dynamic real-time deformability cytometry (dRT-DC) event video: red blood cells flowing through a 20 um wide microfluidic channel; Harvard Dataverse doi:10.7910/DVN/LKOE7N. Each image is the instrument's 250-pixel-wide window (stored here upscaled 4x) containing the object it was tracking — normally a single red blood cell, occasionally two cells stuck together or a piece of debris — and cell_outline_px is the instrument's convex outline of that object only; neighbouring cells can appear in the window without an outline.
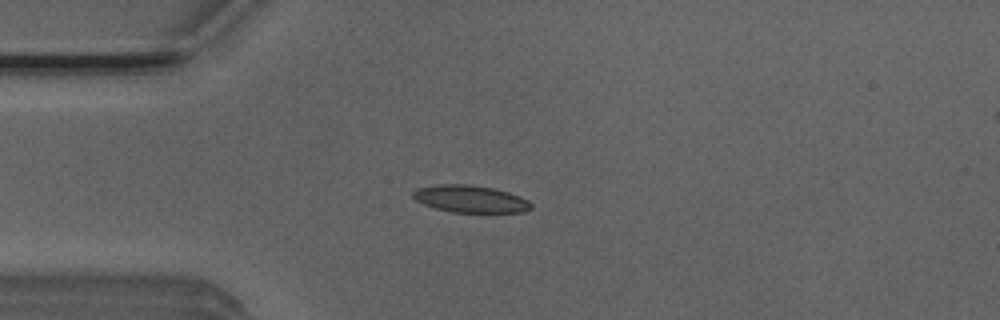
{"species": "Egyptian fruit bat (a non-hibernating species)", "species_latin": "Rousettus aegyptiacus", "temperature_condition": "room temperature", "stored_images_in_passage": 4, "camera_frame_rate_fps": 3000, "um_per_image_px": 0.085, "animal": {"sex": "male"}, "frame": {"image": 1, "passage_image": 3, "time_ms": 0.667, "image_size_px": [1000, 320], "cell_outline_px": [[532, 208], [524, 212], [452, 212], [436, 208], [424, 204], [416, 200], [412, 196], [412, 192], [416, 188], [436, 184], [468, 184], [492, 188], [508, 192], [520, 196], [528, 200], [532, 204]], "centroid_in_image_um": [39.97, 16.9], "position_along_channel_um": 45.0, "area_um2": 18.73}}